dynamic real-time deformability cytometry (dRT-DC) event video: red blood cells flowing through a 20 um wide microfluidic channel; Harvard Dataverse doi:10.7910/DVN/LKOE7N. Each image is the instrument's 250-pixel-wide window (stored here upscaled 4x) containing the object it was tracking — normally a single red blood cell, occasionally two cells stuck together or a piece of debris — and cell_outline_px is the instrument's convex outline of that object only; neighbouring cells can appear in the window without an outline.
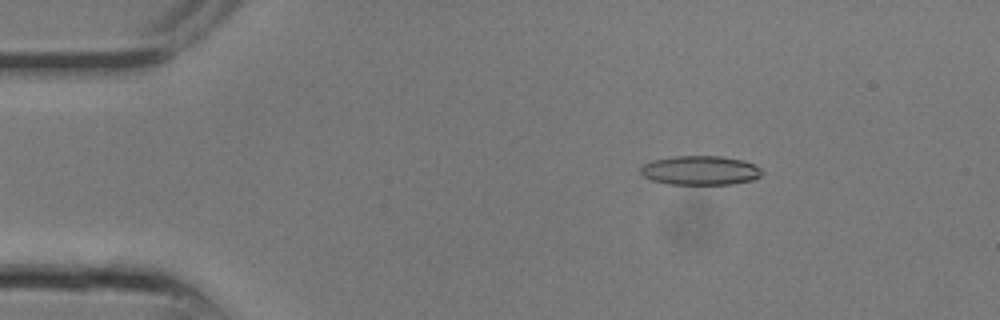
{"species": "common noctule bat (a hibernating species)", "species_latin": "Nyctalus noctula", "temperature_condition": "room temperature", "stored_images_in_passage": 6, "camera_frame_rate_fps": 3000, "um_per_image_px": 0.085, "animal": {"sex": "male", "body_mass_g": 13.3}, "frame": {"image": 1, "passage_image": 1, "time_ms": 0.0, "image_size_px": [1000, 320], "cell_outline_px": [[764, 172], [760, 176], [752, 180], [732, 184], [668, 184], [652, 180], [644, 176], [640, 172], [640, 168], [644, 164], [652, 160], [676, 156], [720, 156], [744, 160], [760, 168]], "centroid_in_image_um": [59.53, 14.48], "position_along_channel_um": 25.5, "area_um2": 20.63}}
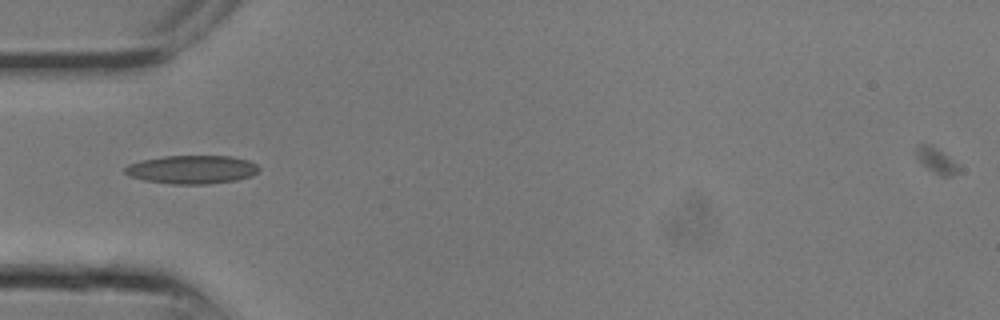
{"frame": {"image": 2, "passage_image": 5, "time_ms": 1.333, "image_size_px": [1000, 320], "cell_outline_px": [[260, 168], [252, 176], [236, 180], [208, 184], [172, 184], [144, 180], [128, 176], [124, 172], [124, 168], [128, 164], [140, 160], [164, 156], [228, 156], [248, 160], [256, 164]], "centroid_in_image_um": [16.28, 14.41], "position_along_channel_um": 68.7, "area_um2": 22.25}}